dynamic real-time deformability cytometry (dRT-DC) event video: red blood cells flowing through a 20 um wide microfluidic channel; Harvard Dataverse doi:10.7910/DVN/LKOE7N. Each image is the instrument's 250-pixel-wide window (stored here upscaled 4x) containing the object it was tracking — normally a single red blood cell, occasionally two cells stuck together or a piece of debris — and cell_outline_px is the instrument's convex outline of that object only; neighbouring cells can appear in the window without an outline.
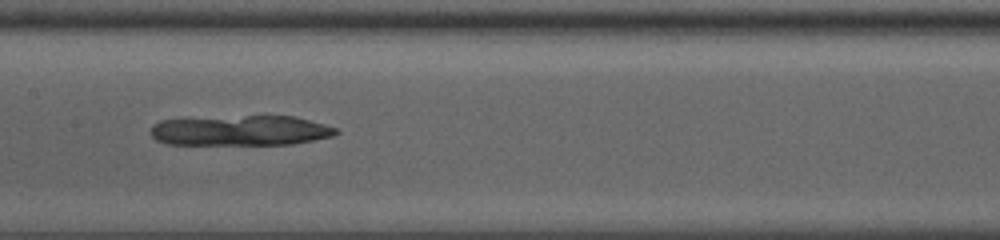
{"species": "common noctule bat (a hibernating species)", "species_latin": "Nyctalus noctula", "temperature_condition": "room temperature", "stored_images_in_passage": 41, "camera_frame_rate_fps": 3000, "um_per_image_px": 0.085, "animal": {"sex": "male", "body_mass_g": 13.0, "forearm_length_mm": 53.1}, "frame": {"image": 1, "passage_image": 18, "time_ms": 5.667, "image_size_px": [1000, 240], "cell_outline_px": [[340, 132], [332, 136], [292, 144], [168, 144], [156, 140], [148, 132], [152, 124], [160, 120], [244, 116], [296, 116], [324, 124], [336, 128]], "centroid_in_image_um": [20.42, 11.09], "position_along_channel_um": 187.0, "area_um2": 32.48}}